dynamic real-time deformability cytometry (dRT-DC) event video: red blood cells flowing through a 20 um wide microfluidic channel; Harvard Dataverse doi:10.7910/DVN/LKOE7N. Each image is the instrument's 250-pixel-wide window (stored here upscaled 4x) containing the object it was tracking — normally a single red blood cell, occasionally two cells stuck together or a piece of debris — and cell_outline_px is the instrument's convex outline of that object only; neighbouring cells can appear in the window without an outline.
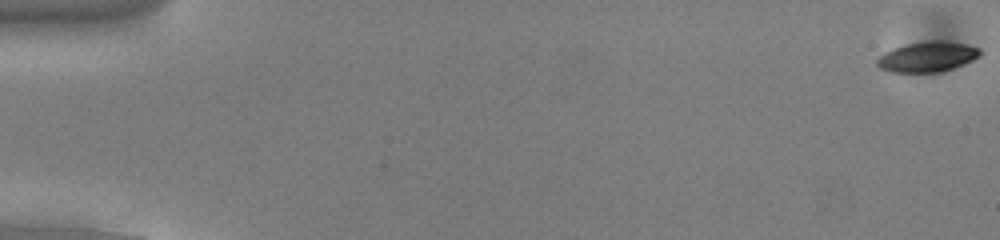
{"species": "common noctule bat (a hibernating species)", "species_latin": "Nyctalus noctula", "temperature_condition": "cold", "stored_images_in_passage": 55, "camera_frame_rate_fps": 3000, "um_per_image_px": 0.085, "animal": {"sex": "male", "body_mass_g": 13.0, "forearm_length_mm": 53.1}, "frame": {"image": 1, "passage_image": 1, "time_ms": 0.0, "image_size_px": [1000, 240], "cell_outline_px": [[980, 56], [972, 60], [952, 68], [940, 72], [892, 72], [880, 68], [876, 64], [876, 60], [880, 56], [892, 48], [908, 44], [932, 40], [944, 40], [968, 44], [980, 48]], "centroid_in_image_um": [78.84, 4.81], "position_along_channel_um": 6.2, "area_um2": 18.09}}
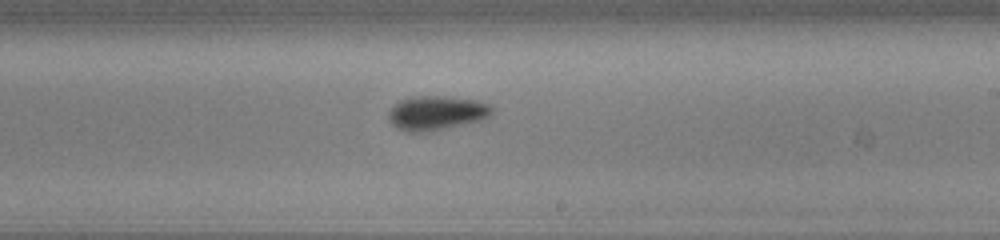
{"frame": {"image": 2, "passage_image": 33, "time_ms": 10.667, "image_size_px": [1000, 240], "cell_outline_px": [[496, 108], [488, 116], [480, 120], [432, 132], [408, 132], [396, 128], [388, 120], [388, 112], [400, 100], [412, 96], [444, 96], [480, 100]], "centroid_in_image_um": [37.1, 9.6], "position_along_channel_um": 251.9, "area_um2": 20.92}}
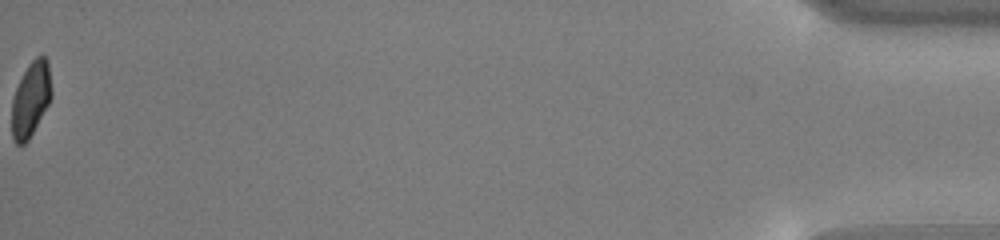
{"frame": {"image": 3, "passage_image": 55, "time_ms": 18.0, "image_size_px": [1000, 240], "cell_outline_px": [[52, 96], [48, 104], [28, 140], [24, 144], [16, 144], [12, 140], [12, 100], [16, 88], [28, 64], [36, 56], [44, 56], [48, 60], [52, 92]], "centroid_in_image_um": [2.61, 8.42], "position_along_channel_um": 432.6, "area_um2": 17.17}, "authors_computed_cell_mechanics": {"area_um2": 19.0162, "velocity_mm_per_s": 3.8311, "shape_relaxation_time_tau1_ms": 2.1898, "shape_relaxation_time_tau2_ms": 2.0891, "deformation_change_tau1": 0.1124, "deformation_change_tau2": 0.0558}}